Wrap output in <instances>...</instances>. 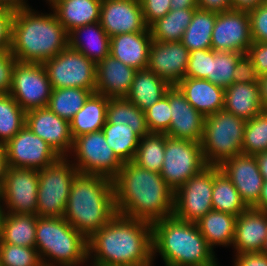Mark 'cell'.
I'll use <instances>...</instances> for the list:
<instances>
[{
	"label": "cell",
	"instance_id": "obj_1",
	"mask_svg": "<svg viewBox=\"0 0 267 266\" xmlns=\"http://www.w3.org/2000/svg\"><path fill=\"white\" fill-rule=\"evenodd\" d=\"M87 246L92 266L152 264V223L116 214L87 239Z\"/></svg>",
	"mask_w": 267,
	"mask_h": 266
},
{
	"label": "cell",
	"instance_id": "obj_2",
	"mask_svg": "<svg viewBox=\"0 0 267 266\" xmlns=\"http://www.w3.org/2000/svg\"><path fill=\"white\" fill-rule=\"evenodd\" d=\"M117 214L150 223L173 215L174 190L156 172L132 161L113 179Z\"/></svg>",
	"mask_w": 267,
	"mask_h": 266
},
{
	"label": "cell",
	"instance_id": "obj_3",
	"mask_svg": "<svg viewBox=\"0 0 267 266\" xmlns=\"http://www.w3.org/2000/svg\"><path fill=\"white\" fill-rule=\"evenodd\" d=\"M68 47V32L54 12L28 7L16 10L12 22L11 52L18 62L43 64Z\"/></svg>",
	"mask_w": 267,
	"mask_h": 266
},
{
	"label": "cell",
	"instance_id": "obj_4",
	"mask_svg": "<svg viewBox=\"0 0 267 266\" xmlns=\"http://www.w3.org/2000/svg\"><path fill=\"white\" fill-rule=\"evenodd\" d=\"M152 246L153 261L159 253L165 266H220L197 223L174 215L152 223Z\"/></svg>",
	"mask_w": 267,
	"mask_h": 266
},
{
	"label": "cell",
	"instance_id": "obj_5",
	"mask_svg": "<svg viewBox=\"0 0 267 266\" xmlns=\"http://www.w3.org/2000/svg\"><path fill=\"white\" fill-rule=\"evenodd\" d=\"M116 214L113 180L78 173L72 181L63 218L88 239Z\"/></svg>",
	"mask_w": 267,
	"mask_h": 266
},
{
	"label": "cell",
	"instance_id": "obj_6",
	"mask_svg": "<svg viewBox=\"0 0 267 266\" xmlns=\"http://www.w3.org/2000/svg\"><path fill=\"white\" fill-rule=\"evenodd\" d=\"M35 248L43 266H80L88 262L87 238L63 217H38Z\"/></svg>",
	"mask_w": 267,
	"mask_h": 266
},
{
	"label": "cell",
	"instance_id": "obj_7",
	"mask_svg": "<svg viewBox=\"0 0 267 266\" xmlns=\"http://www.w3.org/2000/svg\"><path fill=\"white\" fill-rule=\"evenodd\" d=\"M246 122L224 110L205 118L200 145L207 165L220 166L225 160L242 153Z\"/></svg>",
	"mask_w": 267,
	"mask_h": 266
},
{
	"label": "cell",
	"instance_id": "obj_8",
	"mask_svg": "<svg viewBox=\"0 0 267 266\" xmlns=\"http://www.w3.org/2000/svg\"><path fill=\"white\" fill-rule=\"evenodd\" d=\"M68 156H60L38 170V217H64L72 181L79 173Z\"/></svg>",
	"mask_w": 267,
	"mask_h": 266
},
{
	"label": "cell",
	"instance_id": "obj_9",
	"mask_svg": "<svg viewBox=\"0 0 267 266\" xmlns=\"http://www.w3.org/2000/svg\"><path fill=\"white\" fill-rule=\"evenodd\" d=\"M74 154V155H73ZM80 174L99 175L113 180L123 163L108 146L102 130L76 137L68 157Z\"/></svg>",
	"mask_w": 267,
	"mask_h": 266
},
{
	"label": "cell",
	"instance_id": "obj_10",
	"mask_svg": "<svg viewBox=\"0 0 267 266\" xmlns=\"http://www.w3.org/2000/svg\"><path fill=\"white\" fill-rule=\"evenodd\" d=\"M43 66L52 89L73 87L95 93L96 64L81 52L68 46L55 57L46 60Z\"/></svg>",
	"mask_w": 267,
	"mask_h": 266
},
{
	"label": "cell",
	"instance_id": "obj_11",
	"mask_svg": "<svg viewBox=\"0 0 267 266\" xmlns=\"http://www.w3.org/2000/svg\"><path fill=\"white\" fill-rule=\"evenodd\" d=\"M207 166L200 142L175 139L166 135L160 175L174 191Z\"/></svg>",
	"mask_w": 267,
	"mask_h": 266
},
{
	"label": "cell",
	"instance_id": "obj_12",
	"mask_svg": "<svg viewBox=\"0 0 267 266\" xmlns=\"http://www.w3.org/2000/svg\"><path fill=\"white\" fill-rule=\"evenodd\" d=\"M214 166L208 165L174 191L173 215L190 223H197L212 211Z\"/></svg>",
	"mask_w": 267,
	"mask_h": 266
},
{
	"label": "cell",
	"instance_id": "obj_13",
	"mask_svg": "<svg viewBox=\"0 0 267 266\" xmlns=\"http://www.w3.org/2000/svg\"><path fill=\"white\" fill-rule=\"evenodd\" d=\"M52 92L43 64L16 63L9 94L25 111L47 107Z\"/></svg>",
	"mask_w": 267,
	"mask_h": 266
},
{
	"label": "cell",
	"instance_id": "obj_14",
	"mask_svg": "<svg viewBox=\"0 0 267 266\" xmlns=\"http://www.w3.org/2000/svg\"><path fill=\"white\" fill-rule=\"evenodd\" d=\"M38 182V170L9 166L1 187L4 210L13 214L36 215Z\"/></svg>",
	"mask_w": 267,
	"mask_h": 266
},
{
	"label": "cell",
	"instance_id": "obj_15",
	"mask_svg": "<svg viewBox=\"0 0 267 266\" xmlns=\"http://www.w3.org/2000/svg\"><path fill=\"white\" fill-rule=\"evenodd\" d=\"M8 166L41 170L60 156L26 125L4 145Z\"/></svg>",
	"mask_w": 267,
	"mask_h": 266
},
{
	"label": "cell",
	"instance_id": "obj_16",
	"mask_svg": "<svg viewBox=\"0 0 267 266\" xmlns=\"http://www.w3.org/2000/svg\"><path fill=\"white\" fill-rule=\"evenodd\" d=\"M252 43L248 11L232 9L217 13L211 49L216 52L234 51L246 54Z\"/></svg>",
	"mask_w": 267,
	"mask_h": 266
},
{
	"label": "cell",
	"instance_id": "obj_17",
	"mask_svg": "<svg viewBox=\"0 0 267 266\" xmlns=\"http://www.w3.org/2000/svg\"><path fill=\"white\" fill-rule=\"evenodd\" d=\"M219 167L231 180L246 206L254 208L264 182L256 156L240 153L225 160Z\"/></svg>",
	"mask_w": 267,
	"mask_h": 266
},
{
	"label": "cell",
	"instance_id": "obj_18",
	"mask_svg": "<svg viewBox=\"0 0 267 266\" xmlns=\"http://www.w3.org/2000/svg\"><path fill=\"white\" fill-rule=\"evenodd\" d=\"M25 125L48 143L59 156L70 155L74 139L69 121L60 118L48 107H42L26 112Z\"/></svg>",
	"mask_w": 267,
	"mask_h": 266
},
{
	"label": "cell",
	"instance_id": "obj_19",
	"mask_svg": "<svg viewBox=\"0 0 267 266\" xmlns=\"http://www.w3.org/2000/svg\"><path fill=\"white\" fill-rule=\"evenodd\" d=\"M99 23L110 38L148 28L140 0H102Z\"/></svg>",
	"mask_w": 267,
	"mask_h": 266
},
{
	"label": "cell",
	"instance_id": "obj_20",
	"mask_svg": "<svg viewBox=\"0 0 267 266\" xmlns=\"http://www.w3.org/2000/svg\"><path fill=\"white\" fill-rule=\"evenodd\" d=\"M189 50L181 42L153 40L149 50L147 69L175 86L185 78Z\"/></svg>",
	"mask_w": 267,
	"mask_h": 266
},
{
	"label": "cell",
	"instance_id": "obj_21",
	"mask_svg": "<svg viewBox=\"0 0 267 266\" xmlns=\"http://www.w3.org/2000/svg\"><path fill=\"white\" fill-rule=\"evenodd\" d=\"M171 123L167 136L200 142L203 135L205 118L194 109L176 86L169 89Z\"/></svg>",
	"mask_w": 267,
	"mask_h": 266
},
{
	"label": "cell",
	"instance_id": "obj_22",
	"mask_svg": "<svg viewBox=\"0 0 267 266\" xmlns=\"http://www.w3.org/2000/svg\"><path fill=\"white\" fill-rule=\"evenodd\" d=\"M136 71L109 54L96 64L95 92L108 98L126 97Z\"/></svg>",
	"mask_w": 267,
	"mask_h": 266
},
{
	"label": "cell",
	"instance_id": "obj_23",
	"mask_svg": "<svg viewBox=\"0 0 267 266\" xmlns=\"http://www.w3.org/2000/svg\"><path fill=\"white\" fill-rule=\"evenodd\" d=\"M152 41L149 27L142 32L117 34L110 38V55L135 70H144Z\"/></svg>",
	"mask_w": 267,
	"mask_h": 266
},
{
	"label": "cell",
	"instance_id": "obj_24",
	"mask_svg": "<svg viewBox=\"0 0 267 266\" xmlns=\"http://www.w3.org/2000/svg\"><path fill=\"white\" fill-rule=\"evenodd\" d=\"M267 235V211L248 208L236 220L232 247L235 254L260 252Z\"/></svg>",
	"mask_w": 267,
	"mask_h": 266
},
{
	"label": "cell",
	"instance_id": "obj_25",
	"mask_svg": "<svg viewBox=\"0 0 267 266\" xmlns=\"http://www.w3.org/2000/svg\"><path fill=\"white\" fill-rule=\"evenodd\" d=\"M175 86L204 117L223 110L225 89L209 80L185 77Z\"/></svg>",
	"mask_w": 267,
	"mask_h": 266
},
{
	"label": "cell",
	"instance_id": "obj_26",
	"mask_svg": "<svg viewBox=\"0 0 267 266\" xmlns=\"http://www.w3.org/2000/svg\"><path fill=\"white\" fill-rule=\"evenodd\" d=\"M68 46L97 64L110 54V37L100 23L95 22L70 31Z\"/></svg>",
	"mask_w": 267,
	"mask_h": 266
},
{
	"label": "cell",
	"instance_id": "obj_27",
	"mask_svg": "<svg viewBox=\"0 0 267 266\" xmlns=\"http://www.w3.org/2000/svg\"><path fill=\"white\" fill-rule=\"evenodd\" d=\"M102 0H53L49 5L69 33L73 29L99 22Z\"/></svg>",
	"mask_w": 267,
	"mask_h": 266
},
{
	"label": "cell",
	"instance_id": "obj_28",
	"mask_svg": "<svg viewBox=\"0 0 267 266\" xmlns=\"http://www.w3.org/2000/svg\"><path fill=\"white\" fill-rule=\"evenodd\" d=\"M223 110L245 120L263 111L259 81L256 83H232L225 88Z\"/></svg>",
	"mask_w": 267,
	"mask_h": 266
},
{
	"label": "cell",
	"instance_id": "obj_29",
	"mask_svg": "<svg viewBox=\"0 0 267 266\" xmlns=\"http://www.w3.org/2000/svg\"><path fill=\"white\" fill-rule=\"evenodd\" d=\"M171 85L148 69L137 70L126 98L140 110L145 111L158 102Z\"/></svg>",
	"mask_w": 267,
	"mask_h": 266
},
{
	"label": "cell",
	"instance_id": "obj_30",
	"mask_svg": "<svg viewBox=\"0 0 267 266\" xmlns=\"http://www.w3.org/2000/svg\"><path fill=\"white\" fill-rule=\"evenodd\" d=\"M108 101L107 96L96 92L88 97L82 109L69 121L73 139L102 130L106 122Z\"/></svg>",
	"mask_w": 267,
	"mask_h": 266
},
{
	"label": "cell",
	"instance_id": "obj_31",
	"mask_svg": "<svg viewBox=\"0 0 267 266\" xmlns=\"http://www.w3.org/2000/svg\"><path fill=\"white\" fill-rule=\"evenodd\" d=\"M237 216L219 211H209L197 225L206 242L215 246H232L235 236Z\"/></svg>",
	"mask_w": 267,
	"mask_h": 266
},
{
	"label": "cell",
	"instance_id": "obj_32",
	"mask_svg": "<svg viewBox=\"0 0 267 266\" xmlns=\"http://www.w3.org/2000/svg\"><path fill=\"white\" fill-rule=\"evenodd\" d=\"M37 218V215L5 212L0 243L35 248Z\"/></svg>",
	"mask_w": 267,
	"mask_h": 266
},
{
	"label": "cell",
	"instance_id": "obj_33",
	"mask_svg": "<svg viewBox=\"0 0 267 266\" xmlns=\"http://www.w3.org/2000/svg\"><path fill=\"white\" fill-rule=\"evenodd\" d=\"M212 209L239 216L248 207L226 174L219 166H214Z\"/></svg>",
	"mask_w": 267,
	"mask_h": 266
},
{
	"label": "cell",
	"instance_id": "obj_34",
	"mask_svg": "<svg viewBox=\"0 0 267 266\" xmlns=\"http://www.w3.org/2000/svg\"><path fill=\"white\" fill-rule=\"evenodd\" d=\"M217 12L195 9L191 22L183 33L181 43L189 52L211 49V38Z\"/></svg>",
	"mask_w": 267,
	"mask_h": 266
},
{
	"label": "cell",
	"instance_id": "obj_35",
	"mask_svg": "<svg viewBox=\"0 0 267 266\" xmlns=\"http://www.w3.org/2000/svg\"><path fill=\"white\" fill-rule=\"evenodd\" d=\"M195 9L197 8L170 10L149 26L152 39L161 42H181Z\"/></svg>",
	"mask_w": 267,
	"mask_h": 266
},
{
	"label": "cell",
	"instance_id": "obj_36",
	"mask_svg": "<svg viewBox=\"0 0 267 266\" xmlns=\"http://www.w3.org/2000/svg\"><path fill=\"white\" fill-rule=\"evenodd\" d=\"M106 121L112 124L130 125L140 138L150 133L144 111L126 97L109 98Z\"/></svg>",
	"mask_w": 267,
	"mask_h": 266
},
{
	"label": "cell",
	"instance_id": "obj_37",
	"mask_svg": "<svg viewBox=\"0 0 267 266\" xmlns=\"http://www.w3.org/2000/svg\"><path fill=\"white\" fill-rule=\"evenodd\" d=\"M108 146L122 162L133 161L140 137L134 133L130 125L105 122L102 128Z\"/></svg>",
	"mask_w": 267,
	"mask_h": 266
},
{
	"label": "cell",
	"instance_id": "obj_38",
	"mask_svg": "<svg viewBox=\"0 0 267 266\" xmlns=\"http://www.w3.org/2000/svg\"><path fill=\"white\" fill-rule=\"evenodd\" d=\"M166 134L148 133L140 138L133 163L137 166L159 173L162 170Z\"/></svg>",
	"mask_w": 267,
	"mask_h": 266
},
{
	"label": "cell",
	"instance_id": "obj_39",
	"mask_svg": "<svg viewBox=\"0 0 267 266\" xmlns=\"http://www.w3.org/2000/svg\"><path fill=\"white\" fill-rule=\"evenodd\" d=\"M92 93L87 89L73 87L52 89L47 107L60 118L70 121Z\"/></svg>",
	"mask_w": 267,
	"mask_h": 266
},
{
	"label": "cell",
	"instance_id": "obj_40",
	"mask_svg": "<svg viewBox=\"0 0 267 266\" xmlns=\"http://www.w3.org/2000/svg\"><path fill=\"white\" fill-rule=\"evenodd\" d=\"M26 123V112L10 94L0 95V145H6Z\"/></svg>",
	"mask_w": 267,
	"mask_h": 266
},
{
	"label": "cell",
	"instance_id": "obj_41",
	"mask_svg": "<svg viewBox=\"0 0 267 266\" xmlns=\"http://www.w3.org/2000/svg\"><path fill=\"white\" fill-rule=\"evenodd\" d=\"M243 52H216L210 49V67L208 80L222 88L230 87L233 83V71Z\"/></svg>",
	"mask_w": 267,
	"mask_h": 266
},
{
	"label": "cell",
	"instance_id": "obj_42",
	"mask_svg": "<svg viewBox=\"0 0 267 266\" xmlns=\"http://www.w3.org/2000/svg\"><path fill=\"white\" fill-rule=\"evenodd\" d=\"M267 151V111L247 120L241 152L256 156Z\"/></svg>",
	"mask_w": 267,
	"mask_h": 266
},
{
	"label": "cell",
	"instance_id": "obj_43",
	"mask_svg": "<svg viewBox=\"0 0 267 266\" xmlns=\"http://www.w3.org/2000/svg\"><path fill=\"white\" fill-rule=\"evenodd\" d=\"M0 266H43L36 248L0 243Z\"/></svg>",
	"mask_w": 267,
	"mask_h": 266
},
{
	"label": "cell",
	"instance_id": "obj_44",
	"mask_svg": "<svg viewBox=\"0 0 267 266\" xmlns=\"http://www.w3.org/2000/svg\"><path fill=\"white\" fill-rule=\"evenodd\" d=\"M147 127L150 133L165 134L171 123V108L169 105V90L158 102L144 111Z\"/></svg>",
	"mask_w": 267,
	"mask_h": 266
},
{
	"label": "cell",
	"instance_id": "obj_45",
	"mask_svg": "<svg viewBox=\"0 0 267 266\" xmlns=\"http://www.w3.org/2000/svg\"><path fill=\"white\" fill-rule=\"evenodd\" d=\"M209 67L210 49L193 50L189 53L185 77L208 80Z\"/></svg>",
	"mask_w": 267,
	"mask_h": 266
},
{
	"label": "cell",
	"instance_id": "obj_46",
	"mask_svg": "<svg viewBox=\"0 0 267 266\" xmlns=\"http://www.w3.org/2000/svg\"><path fill=\"white\" fill-rule=\"evenodd\" d=\"M253 42H267V1L248 11Z\"/></svg>",
	"mask_w": 267,
	"mask_h": 266
},
{
	"label": "cell",
	"instance_id": "obj_47",
	"mask_svg": "<svg viewBox=\"0 0 267 266\" xmlns=\"http://www.w3.org/2000/svg\"><path fill=\"white\" fill-rule=\"evenodd\" d=\"M171 0H140L143 17L149 27L171 10Z\"/></svg>",
	"mask_w": 267,
	"mask_h": 266
},
{
	"label": "cell",
	"instance_id": "obj_48",
	"mask_svg": "<svg viewBox=\"0 0 267 266\" xmlns=\"http://www.w3.org/2000/svg\"><path fill=\"white\" fill-rule=\"evenodd\" d=\"M259 79L254 63L247 54H243L233 71V83H256Z\"/></svg>",
	"mask_w": 267,
	"mask_h": 266
},
{
	"label": "cell",
	"instance_id": "obj_49",
	"mask_svg": "<svg viewBox=\"0 0 267 266\" xmlns=\"http://www.w3.org/2000/svg\"><path fill=\"white\" fill-rule=\"evenodd\" d=\"M17 59L11 51L0 53V95L9 94Z\"/></svg>",
	"mask_w": 267,
	"mask_h": 266
},
{
	"label": "cell",
	"instance_id": "obj_50",
	"mask_svg": "<svg viewBox=\"0 0 267 266\" xmlns=\"http://www.w3.org/2000/svg\"><path fill=\"white\" fill-rule=\"evenodd\" d=\"M14 14L13 9L0 7V53L11 50Z\"/></svg>",
	"mask_w": 267,
	"mask_h": 266
},
{
	"label": "cell",
	"instance_id": "obj_51",
	"mask_svg": "<svg viewBox=\"0 0 267 266\" xmlns=\"http://www.w3.org/2000/svg\"><path fill=\"white\" fill-rule=\"evenodd\" d=\"M247 56L254 63L257 74H267V42H253L247 50Z\"/></svg>",
	"mask_w": 267,
	"mask_h": 266
},
{
	"label": "cell",
	"instance_id": "obj_52",
	"mask_svg": "<svg viewBox=\"0 0 267 266\" xmlns=\"http://www.w3.org/2000/svg\"><path fill=\"white\" fill-rule=\"evenodd\" d=\"M233 266H267V254L261 252H243L235 254Z\"/></svg>",
	"mask_w": 267,
	"mask_h": 266
},
{
	"label": "cell",
	"instance_id": "obj_53",
	"mask_svg": "<svg viewBox=\"0 0 267 266\" xmlns=\"http://www.w3.org/2000/svg\"><path fill=\"white\" fill-rule=\"evenodd\" d=\"M198 8L213 12L232 10L231 0H198Z\"/></svg>",
	"mask_w": 267,
	"mask_h": 266
},
{
	"label": "cell",
	"instance_id": "obj_54",
	"mask_svg": "<svg viewBox=\"0 0 267 266\" xmlns=\"http://www.w3.org/2000/svg\"><path fill=\"white\" fill-rule=\"evenodd\" d=\"M265 2L266 0H231L232 9L241 11H250Z\"/></svg>",
	"mask_w": 267,
	"mask_h": 266
},
{
	"label": "cell",
	"instance_id": "obj_55",
	"mask_svg": "<svg viewBox=\"0 0 267 266\" xmlns=\"http://www.w3.org/2000/svg\"><path fill=\"white\" fill-rule=\"evenodd\" d=\"M8 167L6 149L0 145V188L4 183Z\"/></svg>",
	"mask_w": 267,
	"mask_h": 266
},
{
	"label": "cell",
	"instance_id": "obj_56",
	"mask_svg": "<svg viewBox=\"0 0 267 266\" xmlns=\"http://www.w3.org/2000/svg\"><path fill=\"white\" fill-rule=\"evenodd\" d=\"M0 7H7L16 11L31 6L28 5L26 0H0Z\"/></svg>",
	"mask_w": 267,
	"mask_h": 266
},
{
	"label": "cell",
	"instance_id": "obj_57",
	"mask_svg": "<svg viewBox=\"0 0 267 266\" xmlns=\"http://www.w3.org/2000/svg\"><path fill=\"white\" fill-rule=\"evenodd\" d=\"M171 10L198 8V0H171Z\"/></svg>",
	"mask_w": 267,
	"mask_h": 266
},
{
	"label": "cell",
	"instance_id": "obj_58",
	"mask_svg": "<svg viewBox=\"0 0 267 266\" xmlns=\"http://www.w3.org/2000/svg\"><path fill=\"white\" fill-rule=\"evenodd\" d=\"M259 87L262 108L264 111H267V74L260 76Z\"/></svg>",
	"mask_w": 267,
	"mask_h": 266
},
{
	"label": "cell",
	"instance_id": "obj_59",
	"mask_svg": "<svg viewBox=\"0 0 267 266\" xmlns=\"http://www.w3.org/2000/svg\"><path fill=\"white\" fill-rule=\"evenodd\" d=\"M254 209L267 211V180H264L258 204Z\"/></svg>",
	"mask_w": 267,
	"mask_h": 266
},
{
	"label": "cell",
	"instance_id": "obj_60",
	"mask_svg": "<svg viewBox=\"0 0 267 266\" xmlns=\"http://www.w3.org/2000/svg\"><path fill=\"white\" fill-rule=\"evenodd\" d=\"M259 170L264 180H267V151L256 155Z\"/></svg>",
	"mask_w": 267,
	"mask_h": 266
},
{
	"label": "cell",
	"instance_id": "obj_61",
	"mask_svg": "<svg viewBox=\"0 0 267 266\" xmlns=\"http://www.w3.org/2000/svg\"><path fill=\"white\" fill-rule=\"evenodd\" d=\"M5 210L3 208V205L0 203V234H1V225L3 221V216H4Z\"/></svg>",
	"mask_w": 267,
	"mask_h": 266
},
{
	"label": "cell",
	"instance_id": "obj_62",
	"mask_svg": "<svg viewBox=\"0 0 267 266\" xmlns=\"http://www.w3.org/2000/svg\"><path fill=\"white\" fill-rule=\"evenodd\" d=\"M260 252L267 254V235L265 237V240L263 241V245H262V248H261V251Z\"/></svg>",
	"mask_w": 267,
	"mask_h": 266
},
{
	"label": "cell",
	"instance_id": "obj_63",
	"mask_svg": "<svg viewBox=\"0 0 267 266\" xmlns=\"http://www.w3.org/2000/svg\"><path fill=\"white\" fill-rule=\"evenodd\" d=\"M46 1H47V3H49V4H50V3H51L53 0H46Z\"/></svg>",
	"mask_w": 267,
	"mask_h": 266
},
{
	"label": "cell",
	"instance_id": "obj_64",
	"mask_svg": "<svg viewBox=\"0 0 267 266\" xmlns=\"http://www.w3.org/2000/svg\"><path fill=\"white\" fill-rule=\"evenodd\" d=\"M0 203H2V202H1V188H0Z\"/></svg>",
	"mask_w": 267,
	"mask_h": 266
}]
</instances>
